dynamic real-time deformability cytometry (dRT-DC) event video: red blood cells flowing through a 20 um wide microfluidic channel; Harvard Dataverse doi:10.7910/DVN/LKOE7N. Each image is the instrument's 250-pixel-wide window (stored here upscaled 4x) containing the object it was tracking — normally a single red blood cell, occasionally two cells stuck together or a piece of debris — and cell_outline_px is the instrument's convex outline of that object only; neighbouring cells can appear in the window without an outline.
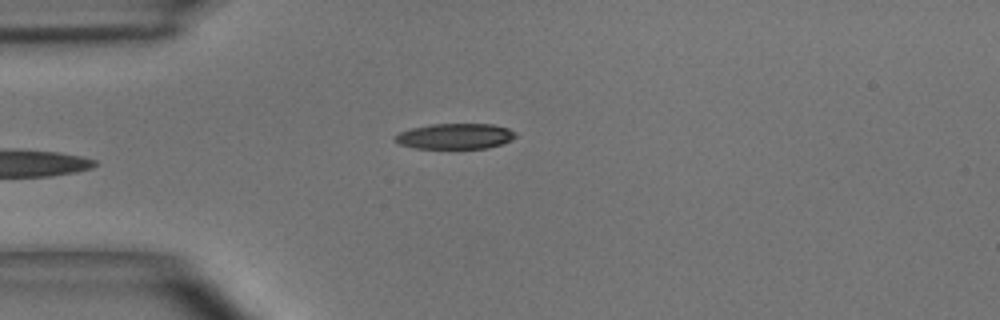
{"species": "common noctule bat (a hibernating species)", "species_latin": "Nyctalus noctula", "temperature_condition": "room temperature", "stored_images_in_passage": 5, "camera_frame_rate_fps": 3000, "um_per_image_px": 0.085, "animal": {"sex": "male", "body_mass_g": 15.6}, "frame": {"image": 1, "passage_image": 4, "time_ms": 1.0, "image_size_px": [1000, 320], "cell_outline_px": [[516, 136], [500, 144], [488, 148], [416, 148], [400, 144], [392, 140], [392, 136], [400, 132], [412, 128], [432, 124], [492, 124], [508, 128], [516, 132]], "centroid_in_image_um": [38.64, 11.57], "position_along_channel_um": 46.4, "area_um2": 17.86}}